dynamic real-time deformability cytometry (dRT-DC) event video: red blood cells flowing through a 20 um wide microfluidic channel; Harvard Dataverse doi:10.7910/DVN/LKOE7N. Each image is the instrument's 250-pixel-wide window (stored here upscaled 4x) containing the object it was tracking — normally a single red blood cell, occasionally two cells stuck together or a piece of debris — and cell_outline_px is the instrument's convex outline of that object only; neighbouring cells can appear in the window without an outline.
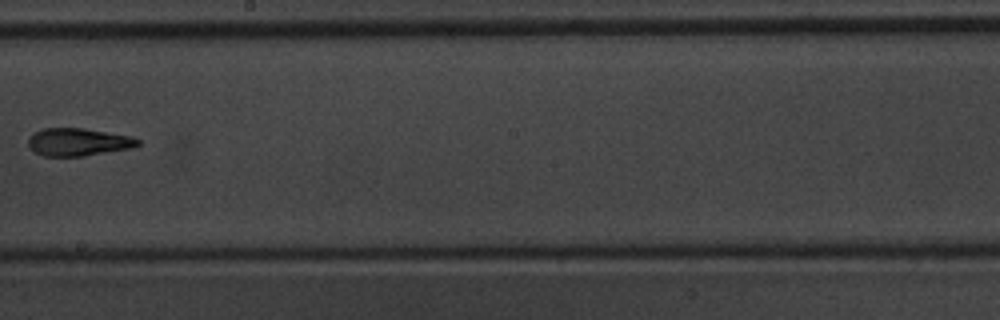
{"species": "common noctule bat (a hibernating species)", "species_latin": "Nyctalus noctula", "temperature_condition": "warm", "stored_images_in_passage": 10, "camera_frame_rate_fps": 3000, "um_per_image_px": 0.085, "animal": {"sex": "male", "body_mass_g": 20.1, "forearm_length_mm": 53.5}, "frame": {"image": 1, "passage_image": 9, "time_ms": 10.333, "image_size_px": [1000, 320], "cell_outline_px": [[140, 144], [132, 148], [84, 156], [44, 156], [36, 152], [28, 144], [28, 136], [32, 132], [44, 128], [84, 128], [132, 136], [140, 140]], "centroid_in_image_um": [6.65, 12.06], "position_along_channel_um": 241.5, "area_um2": 17.8}}
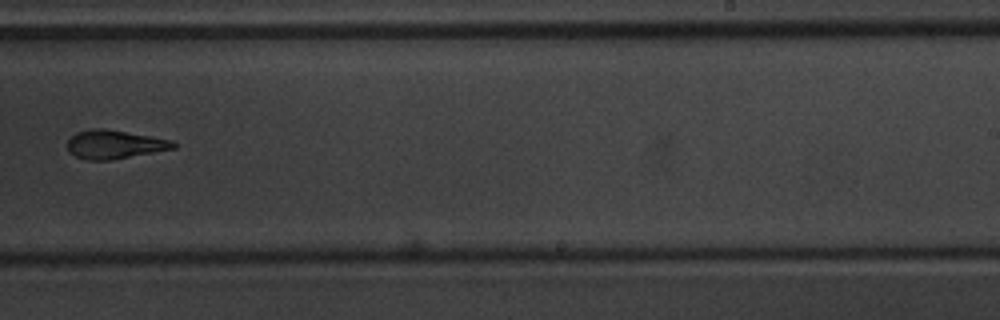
{"frame": {"image": 2, "passage_image": 10, "time_ms": 11.333, "image_size_px": [1000, 320], "cell_outline_px": [[176, 148], [112, 160], [84, 160], [68, 152], [68, 140], [76, 132], [92, 128], [104, 128], [172, 140], [176, 144]], "centroid_in_image_um": [9.71, 12.28], "position_along_channel_um": 279.3, "area_um2": 17.69}}